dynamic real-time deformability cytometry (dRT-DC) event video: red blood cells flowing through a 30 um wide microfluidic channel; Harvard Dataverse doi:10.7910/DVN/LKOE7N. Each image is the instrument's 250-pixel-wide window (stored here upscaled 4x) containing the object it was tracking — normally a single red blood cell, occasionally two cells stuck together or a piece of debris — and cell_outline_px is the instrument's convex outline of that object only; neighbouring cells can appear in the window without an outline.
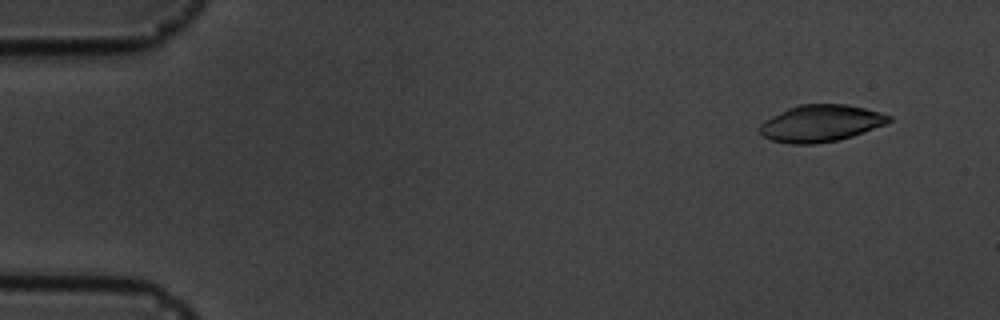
{"species": "common noctule bat (a hibernating species)", "species_latin": "Nyctalus noctula", "temperature_condition": "cold", "stored_images_in_passage": 4, "camera_frame_rate_fps": 3000, "um_per_image_px": 0.085, "animal": {"sex": "male", "body_mass_g": 19.5, "forearm_length_mm": 54.6}, "frame": {"image": 1, "passage_image": 1, "time_ms": 0.0, "image_size_px": [1000, 320], "cell_outline_px": [[892, 120], [884, 124], [852, 136], [836, 140], [816, 144], [788, 144], [772, 140], [764, 136], [760, 132], [760, 124], [764, 120], [788, 108], [800, 104], [844, 104], [864, 108], [880, 112], [892, 116]], "centroid_in_image_um": [69.75, 10.48], "position_along_channel_um": 15.3, "area_um2": 27.51}}
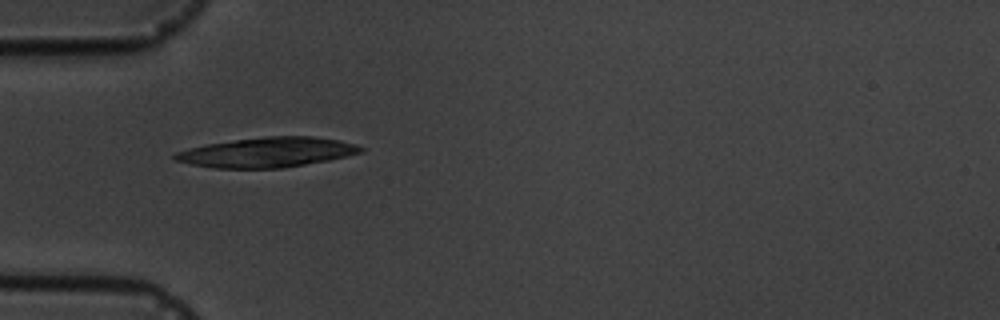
{"frame": {"image": 2, "passage_image": 4, "time_ms": 4.333, "image_size_px": [1000, 320], "cell_outline_px": [[364, 152], [328, 160], [284, 168], [212, 168], [192, 164], [176, 160], [172, 156], [176, 152], [188, 148], [208, 144], [264, 136], [312, 136], [340, 140], [356, 144], [364, 148]], "centroid_in_image_um": [22.74, 12.94], "position_along_channel_um": 62.3, "area_um2": 32.25}}